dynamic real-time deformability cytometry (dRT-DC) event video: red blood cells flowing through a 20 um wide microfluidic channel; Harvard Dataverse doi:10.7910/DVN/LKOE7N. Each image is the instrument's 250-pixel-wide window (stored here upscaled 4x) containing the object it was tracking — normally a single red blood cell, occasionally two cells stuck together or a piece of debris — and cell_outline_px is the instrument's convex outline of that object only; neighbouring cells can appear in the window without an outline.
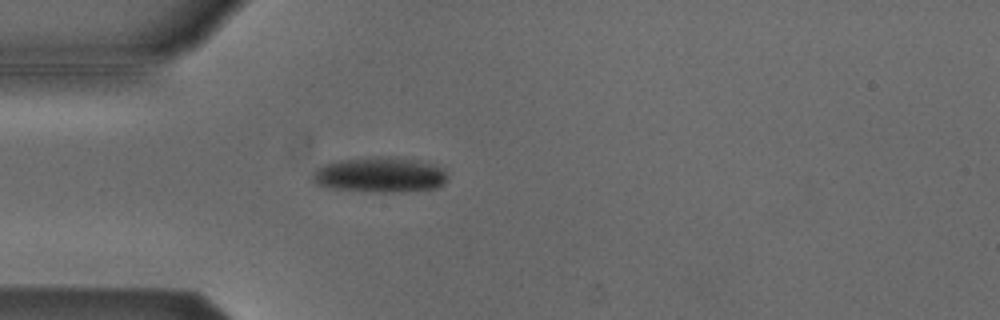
{"species": "Egyptian fruit bat (a non-hibernating species)", "species_latin": "Rousettus aegyptiacus", "temperature_condition": "cold", "stored_images_in_passage": 44, "camera_frame_rate_fps": 3000, "um_per_image_px": 0.085, "animal": {"sex": "male"}, "frame": {"image": 1, "passage_image": 8, "time_ms": 2.333, "image_size_px": [1000, 320], "cell_outline_px": [[448, 176], [444, 184], [436, 188], [404, 192], [372, 192], [328, 188], [316, 184], [312, 180], [312, 172], [316, 168], [324, 164], [340, 160], [376, 156], [396, 156], [416, 160], [432, 164], [444, 168], [448, 172]], "centroid_in_image_um": [32.3, 14.86], "position_along_channel_um": 52.7, "area_um2": 28.32}}
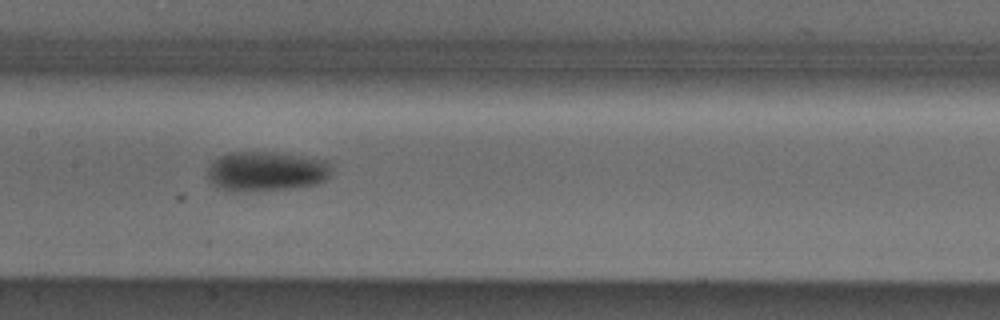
{"frame": {"image": 2, "passage_image": 19, "time_ms": 6.0, "image_size_px": [1000, 320], "cell_outline_px": [[328, 176], [324, 180], [316, 184], [292, 188], [236, 192], [228, 192], [216, 188], [212, 184], [208, 176], [208, 168], [220, 156], [232, 152], [264, 152], [328, 160]], "centroid_in_image_um": [22.55, 14.59], "position_along_channel_um": 184.8, "area_um2": 28.26}}
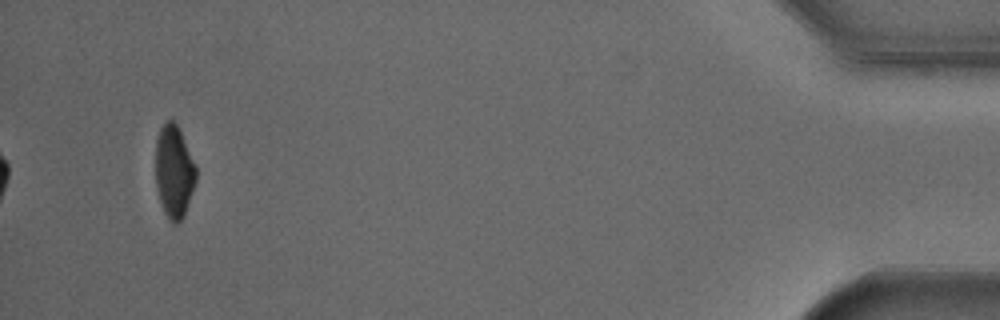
{"frame": {"image": 3, "passage_image": 44, "time_ms": 14.333, "image_size_px": [1000, 320], "cell_outline_px": [[196, 180], [184, 216], [176, 224], [172, 224], [168, 220], [160, 200], [156, 188], [156, 140], [160, 128], [168, 120], [172, 120], [176, 124], [196, 164]], "centroid_in_image_um": [14.79, 14.61], "position_along_channel_um": 420.4, "area_um2": 21.68}, "authors_computed_cell_mechanics": {"area_um2": 26.5591, "velocity_mm_per_s": 3.8137, "shape_relaxation_time_tau1_ms": 4.805, "shape_relaxation_time_tau2_ms": null, "deformation_change_tau1": 0.1232, "deformation_change_tau2": null}}